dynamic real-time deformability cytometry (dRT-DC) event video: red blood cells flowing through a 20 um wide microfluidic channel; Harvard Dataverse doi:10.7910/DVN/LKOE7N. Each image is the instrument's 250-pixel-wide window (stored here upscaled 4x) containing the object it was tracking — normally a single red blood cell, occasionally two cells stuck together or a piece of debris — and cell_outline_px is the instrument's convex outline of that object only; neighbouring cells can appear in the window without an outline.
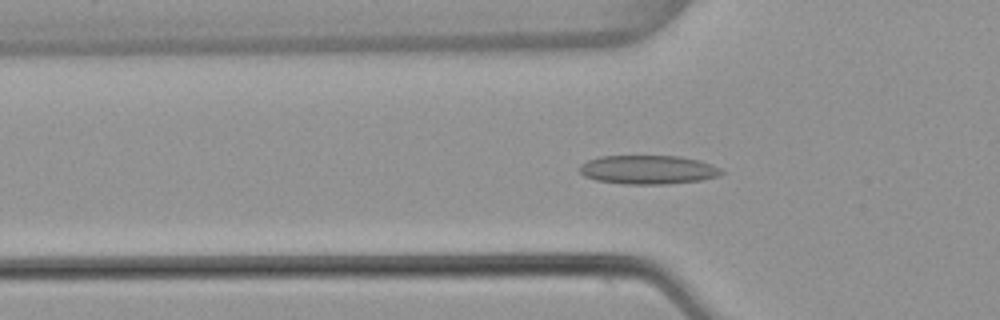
{"species": "common noctule bat (a hibernating species)", "species_latin": "Nyctalus noctula", "temperature_condition": "warm", "stored_images_in_passage": 38, "camera_frame_rate_fps": 3000, "um_per_image_px": 0.085, "animal": {"sex": "female", "body_mass_g": 22.7, "forearm_length_mm": 54.2}, "frame": {"image": 1, "passage_image": 2, "time_ms": 0.333, "image_size_px": [1000, 320], "cell_outline_px": [[724, 172], [720, 176], [700, 180], [664, 184], [624, 184], [596, 180], [584, 176], [580, 172], [580, 164], [588, 160], [600, 156], [680, 156], [700, 160], [712, 164], [720, 168]], "centroid_in_image_um": [55.1, 14.42], "position_along_channel_um": 70.7, "area_um2": 23.93}}
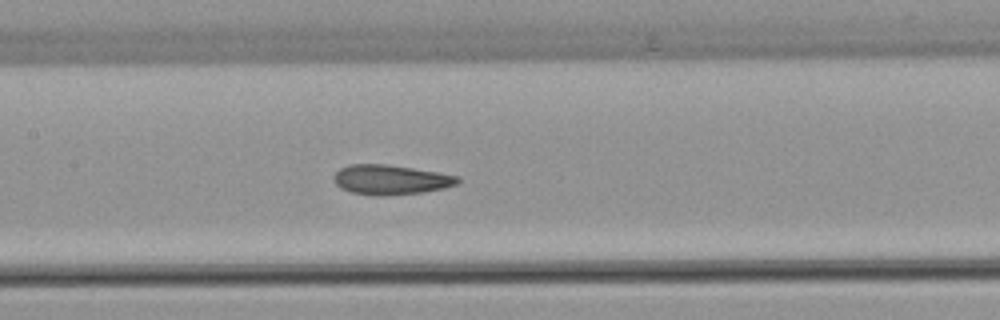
{"frame": {"image": 2, "passage_image": 10, "time_ms": 3.0, "image_size_px": [1000, 320], "cell_outline_px": [[460, 180], [456, 184], [444, 188], [424, 192], [380, 196], [376, 196], [352, 192], [340, 188], [336, 184], [332, 176], [340, 168], [348, 164], [388, 164], [440, 172], [460, 176]], "centroid_in_image_um": [33.21, 15.26], "position_along_channel_um": 174.2, "area_um2": 21.68}}
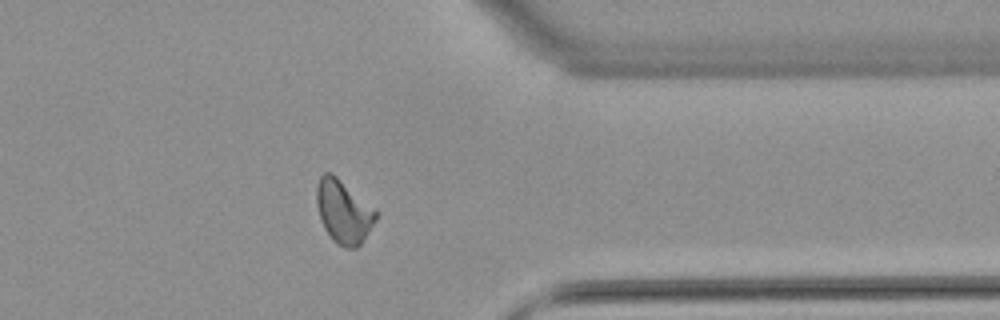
{"frame": {"image": 3, "passage_image": 27, "time_ms": 8.667, "image_size_px": [1000, 320], "cell_outline_px": [[376, 220], [364, 240], [356, 248], [344, 248], [336, 244], [332, 240], [324, 228], [320, 220], [316, 204], [316, 184], [320, 176], [324, 172], [332, 172], [376, 208]], "centroid_in_image_um": [29.19, 17.98], "position_along_channel_um": 382.2, "area_um2": 22.31}, "authors_computed_cell_mechanics": {"area_um2": 21.2126, "velocity_mm_per_s": 3.8601, "shape_relaxation_time_tau1_ms": null, "shape_relaxation_time_tau2_ms": 1.8301, "deformation_change_tau1": null, "deformation_change_tau2": 0.068}}